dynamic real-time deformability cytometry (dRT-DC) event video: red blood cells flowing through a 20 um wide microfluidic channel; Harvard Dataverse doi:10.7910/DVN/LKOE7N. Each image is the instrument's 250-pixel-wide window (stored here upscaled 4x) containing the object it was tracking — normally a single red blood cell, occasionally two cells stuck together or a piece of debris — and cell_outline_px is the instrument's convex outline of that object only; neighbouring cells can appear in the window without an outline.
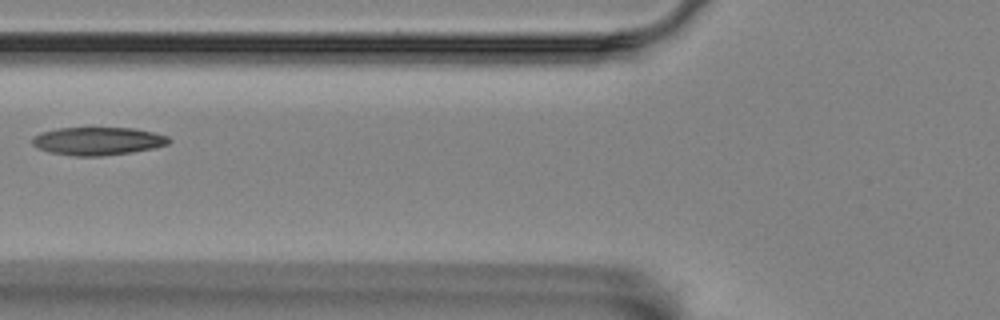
{"species": "Egyptian fruit bat (a non-hibernating species)", "species_latin": "Rousettus aegyptiacus", "temperature_condition": "room temperature", "stored_images_in_passage": 10, "camera_frame_rate_fps": 3000, "um_per_image_px": 0.085, "animal": {"sex": "female"}, "frame": {"image": 1, "passage_image": 2, "time_ms": 0.333, "image_size_px": [1000, 320], "cell_outline_px": [[172, 140], [168, 144], [152, 148], [132, 152], [100, 156], [76, 156], [48, 152], [32, 144], [32, 136], [40, 132], [56, 128], [132, 128], [152, 132], [168, 136]], "centroid_in_image_um": [8.29, 11.99], "position_along_channel_um": 117.5, "area_um2": 22.25}}
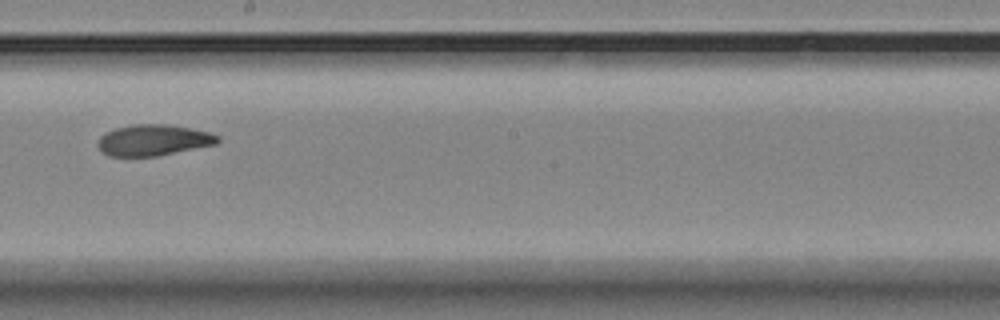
{"frame": {"image": 2, "passage_image": 5, "time_ms": 1.333, "image_size_px": [1000, 320], "cell_outline_px": [[220, 140], [216, 144], [156, 156], [108, 156], [100, 152], [96, 144], [96, 140], [104, 132], [116, 128], [132, 124], [164, 124], [188, 128], [208, 132], [220, 136]], "centroid_in_image_um": [12.96, 11.91], "position_along_channel_um": 235.2, "area_um2": 21.79}}
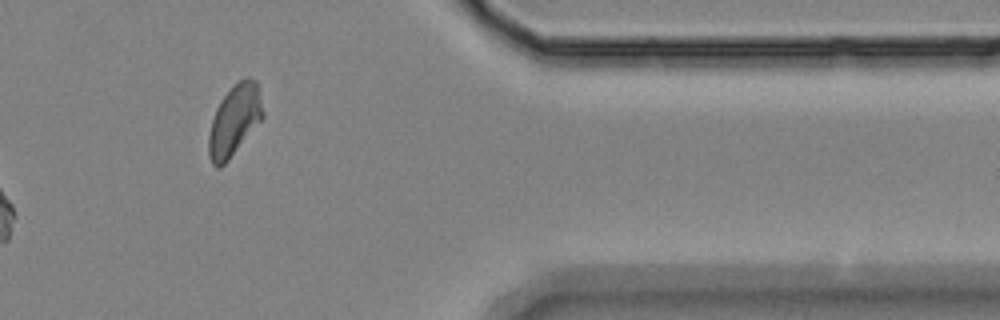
{"frame": {"image": 3, "passage_image": 9, "time_ms": 2.667, "image_size_px": [1000, 320], "cell_outline_px": [[264, 116], [228, 160], [220, 168], [216, 168], [212, 164], [208, 156], [208, 136], [212, 120], [216, 108], [220, 100], [232, 84], [244, 76], [248, 76], [256, 80], [264, 112]], "centroid_in_image_um": [19.91, 10.19], "position_along_channel_um": 391.5, "area_um2": 22.48}}